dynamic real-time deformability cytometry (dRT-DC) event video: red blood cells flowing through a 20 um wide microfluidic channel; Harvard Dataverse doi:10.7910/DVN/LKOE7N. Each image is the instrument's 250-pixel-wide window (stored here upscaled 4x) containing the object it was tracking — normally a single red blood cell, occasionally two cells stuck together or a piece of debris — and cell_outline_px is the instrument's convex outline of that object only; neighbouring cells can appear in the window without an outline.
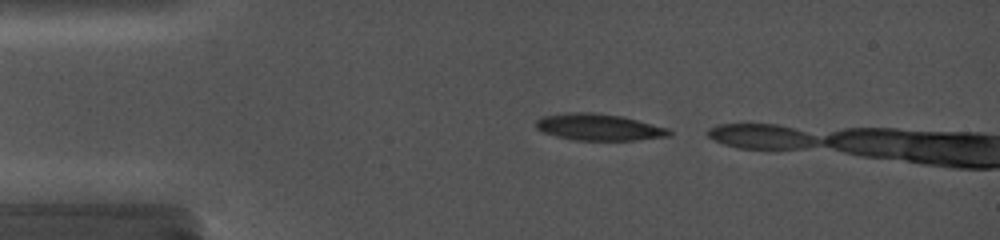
{"species": "common noctule bat (a hibernating species)", "species_latin": "Nyctalus noctula", "temperature_condition": "cold", "stored_images_in_passage": 3, "camera_frame_rate_fps": 5000, "um_per_image_px": 0.085, "animal": {"sex": "female", "body_mass_g": 19.0, "forearm_length_mm": 56.7}, "frame": {"image": 1, "passage_image": 1, "time_ms": 0.0, "image_size_px": [1000, 240], "cell_outline_px": [[672, 136], [632, 140], [576, 140], [556, 136], [544, 132], [536, 128], [536, 120], [540, 116], [576, 112], [592, 112], [624, 116], [668, 128], [672, 132]], "centroid_in_image_um": [50.92, 10.8], "position_along_channel_um": 34.1, "area_um2": 20.69}}